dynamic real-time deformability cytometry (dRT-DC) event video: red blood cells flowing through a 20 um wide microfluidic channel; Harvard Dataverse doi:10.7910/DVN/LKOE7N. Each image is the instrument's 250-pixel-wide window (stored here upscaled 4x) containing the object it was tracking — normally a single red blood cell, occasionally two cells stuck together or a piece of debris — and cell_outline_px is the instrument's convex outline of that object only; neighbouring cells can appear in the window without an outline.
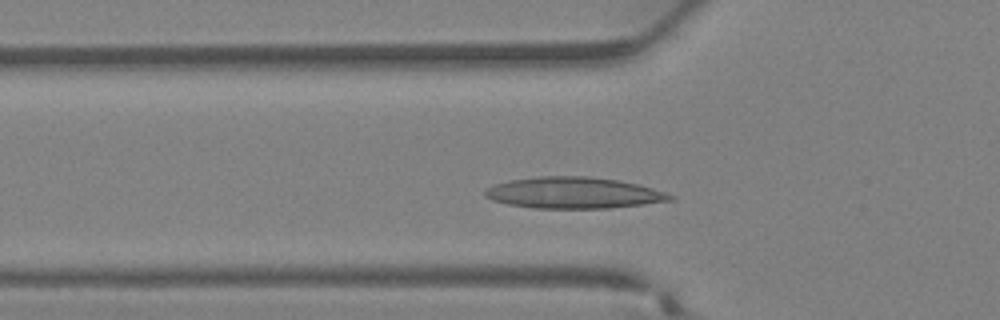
{"species": "Egyptian fruit bat (a non-hibernating species)", "species_latin": "Rousettus aegyptiacus", "temperature_condition": "warm", "stored_images_in_passage": 29, "camera_frame_rate_fps": 3000, "um_per_image_px": 0.085, "animal": {"sex": "female"}, "frame": {"image": 1, "passage_image": 7, "time_ms": 2.0, "image_size_px": [1000, 320], "cell_outline_px": [[676, 196], [672, 200], [644, 204], [608, 208], [536, 208], [508, 204], [492, 200], [484, 196], [484, 188], [492, 184], [508, 180], [536, 176], [588, 176], [620, 180], [652, 188]], "centroid_in_image_um": [48.7, 16.38], "position_along_channel_um": 77.1, "area_um2": 33.93}}
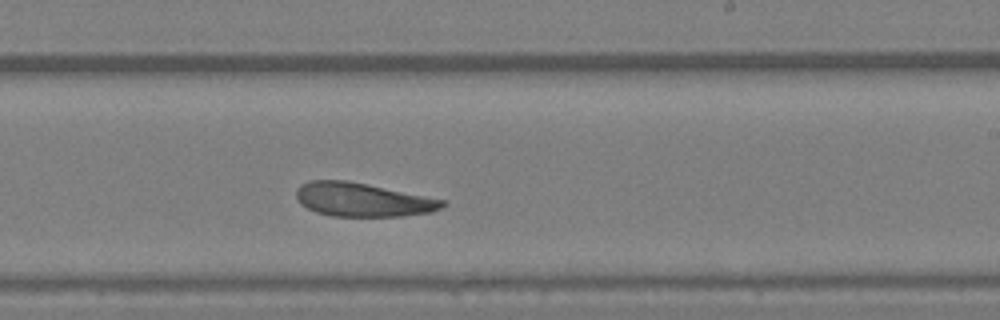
{"frame": {"image": 2, "passage_image": 17, "time_ms": 5.333, "image_size_px": [1000, 320], "cell_outline_px": [[448, 204], [432, 212], [404, 216], [332, 216], [316, 212], [300, 204], [296, 196], [296, 188], [300, 184], [308, 180], [344, 180], [368, 184], [444, 200]], "centroid_in_image_um": [30.79, 16.97], "position_along_channel_um": 258.2, "area_um2": 28.73}}
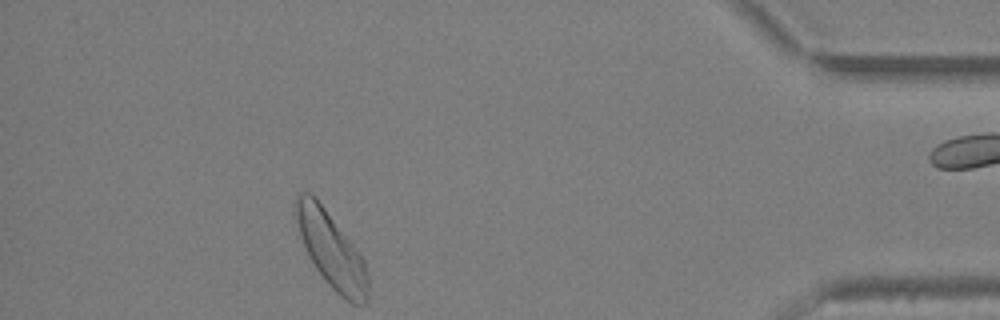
{"frame": {"image": 3, "passage_image": 28, "time_ms": 9.0, "image_size_px": [1000, 320], "cell_outline_px": [[368, 304], [352, 304], [340, 296], [328, 284], [316, 268], [304, 244], [292, 212], [296, 196], [300, 192], [308, 192], [324, 208], [360, 252], [364, 260], [368, 276]], "centroid_in_image_um": [28.17, 21.27], "position_along_channel_um": 407.0, "area_um2": 31.5}}